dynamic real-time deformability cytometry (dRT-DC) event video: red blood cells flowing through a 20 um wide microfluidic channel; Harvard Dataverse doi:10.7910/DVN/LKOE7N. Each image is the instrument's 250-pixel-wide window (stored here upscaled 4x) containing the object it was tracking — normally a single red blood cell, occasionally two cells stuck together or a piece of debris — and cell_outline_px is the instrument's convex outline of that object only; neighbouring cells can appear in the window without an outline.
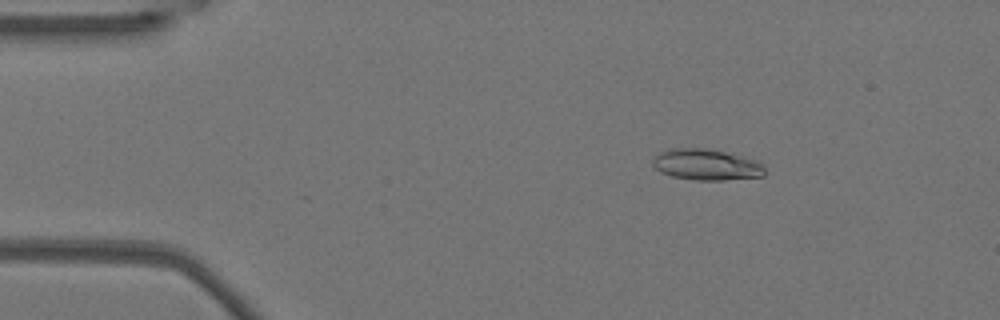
{"species": "Egyptian fruit bat (a non-hibernating species)", "species_latin": "Rousettus aegyptiacus", "temperature_condition": "warm", "stored_images_in_passage": 53, "camera_frame_rate_fps": 3000, "um_per_image_px": 0.085, "animal": {"sex": "female"}, "frame": {"image": 1, "passage_image": 8, "time_ms": 2.333, "image_size_px": [1000, 320], "cell_outline_px": [[764, 176], [724, 180], [696, 180], [672, 176], [660, 172], [652, 164], [652, 160], [660, 152], [668, 148], [708, 148], [760, 160], [764, 164]], "centroid_in_image_um": [60.07, 13.98], "position_along_channel_um": 24.9, "area_um2": 20.52}}
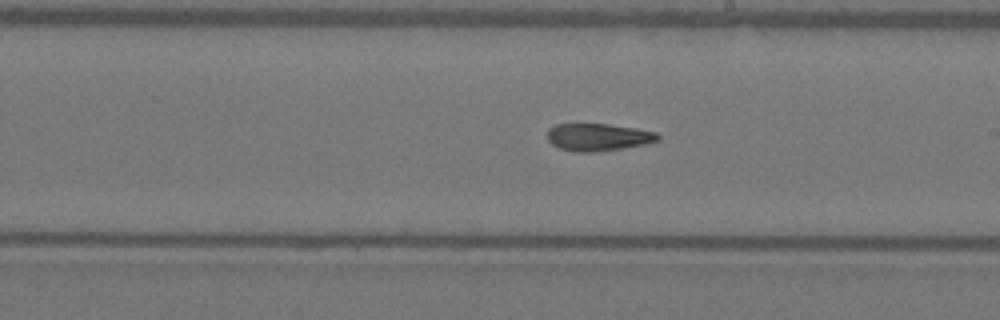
{"frame": {"image": 2, "passage_image": 30, "time_ms": 9.667, "image_size_px": [1000, 320], "cell_outline_px": [[660, 140], [644, 144], [620, 148], [592, 152], [572, 152], [560, 148], [552, 144], [548, 140], [548, 128], [556, 124], [608, 124], [636, 128], [656, 132], [660, 136]], "centroid_in_image_um": [50.83, 11.65], "position_along_channel_um": 238.2, "area_um2": 17.57}}
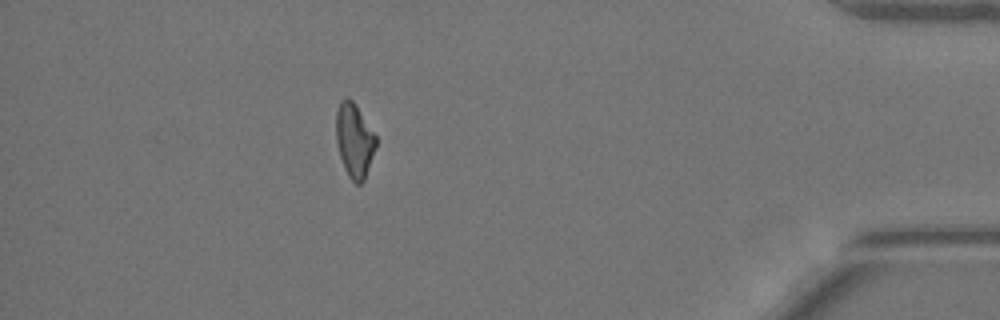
{"frame": {"image": 3, "passage_image": 47, "time_ms": 15.333, "image_size_px": [1000, 320], "cell_outline_px": [[376, 148], [364, 180], [360, 184], [356, 184], [348, 176], [344, 168], [340, 156], [336, 140], [336, 112], [340, 100], [344, 96], [348, 96], [356, 104], [376, 136]], "centroid_in_image_um": [30.11, 11.9], "position_along_channel_um": 405.1, "area_um2": 17.34}, "authors_computed_cell_mechanics": {"area_um2": 18.2648, "velocity_mm_per_s": 3.8161, "shape_relaxation_time_tau1_ms": null, "shape_relaxation_time_tau2_ms": 4.1855, "deformation_change_tau1": null, "deformation_change_tau2": 0.1283}}